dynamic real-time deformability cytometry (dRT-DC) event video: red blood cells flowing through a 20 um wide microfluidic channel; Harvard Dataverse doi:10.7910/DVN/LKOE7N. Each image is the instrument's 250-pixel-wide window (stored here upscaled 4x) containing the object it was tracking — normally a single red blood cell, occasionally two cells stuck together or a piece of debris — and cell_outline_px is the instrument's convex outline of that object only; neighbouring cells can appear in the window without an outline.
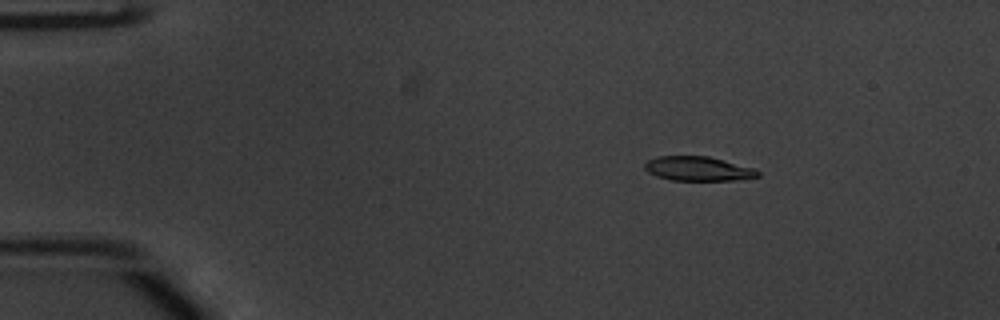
{"species": "common noctule bat (a hibernating species)", "species_latin": "Nyctalus noctula", "temperature_condition": "warm", "stored_images_in_passage": 53, "camera_frame_rate_fps": 3000, "um_per_image_px": 0.085, "animal": {"sex": "male", "body_mass_g": 20.1, "forearm_length_mm": 53.5}, "frame": {"image": 1, "passage_image": 9, "time_ms": 2.667, "image_size_px": [1000, 320], "cell_outline_px": [[760, 176], [732, 180], [672, 180], [656, 176], [648, 172], [644, 168], [644, 164], [648, 160], [656, 156], [708, 156], [752, 168], [760, 172]], "centroid_in_image_um": [59.28, 14.33], "position_along_channel_um": 25.7, "area_um2": 15.84}}
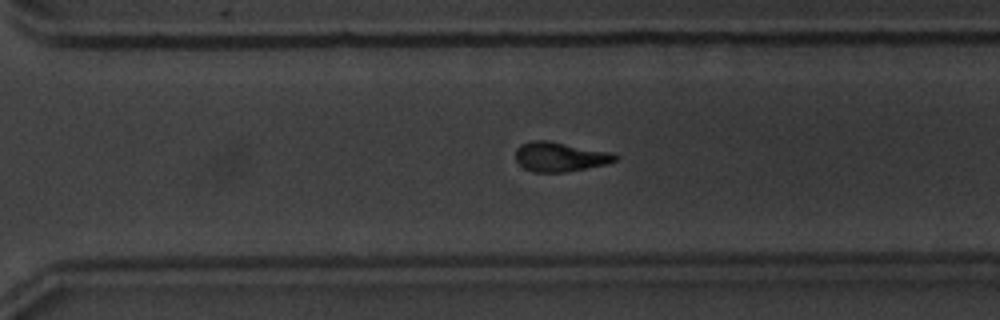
{"frame": {"image": 2, "passage_image": 38, "time_ms": 12.333, "image_size_px": [1000, 320], "cell_outline_px": [[620, 156], [616, 160], [608, 164], [564, 172], [536, 172], [524, 168], [516, 160], [516, 148], [520, 144], [532, 140], [544, 140], [612, 152]], "centroid_in_image_um": [47.61, 13.32], "position_along_channel_um": 323.0, "area_um2": 17.05}}
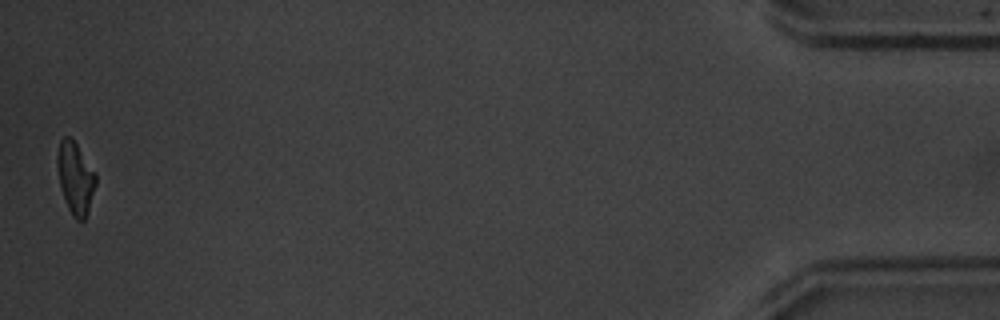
{"frame": {"image": 3, "passage_image": 53, "time_ms": 17.333, "image_size_px": [1000, 320], "cell_outline_px": [[96, 184], [88, 212], [84, 220], [76, 220], [72, 216], [68, 208], [60, 188], [56, 164], [56, 156], [60, 140], [64, 136], [68, 136], [76, 144], [96, 172]], "centroid_in_image_um": [6.39, 15.14], "position_along_channel_um": 428.8, "area_um2": 16.24}, "authors_computed_cell_mechanics": {"area_um2": 17.051, "velocity_mm_per_s": 3.8453, "shape_relaxation_time_tau1_ms": 2.8561, "shape_relaxation_time_tau2_ms": 3.0194, "deformation_change_tau1": 0.1707, "deformation_change_tau2": 0.1159}}